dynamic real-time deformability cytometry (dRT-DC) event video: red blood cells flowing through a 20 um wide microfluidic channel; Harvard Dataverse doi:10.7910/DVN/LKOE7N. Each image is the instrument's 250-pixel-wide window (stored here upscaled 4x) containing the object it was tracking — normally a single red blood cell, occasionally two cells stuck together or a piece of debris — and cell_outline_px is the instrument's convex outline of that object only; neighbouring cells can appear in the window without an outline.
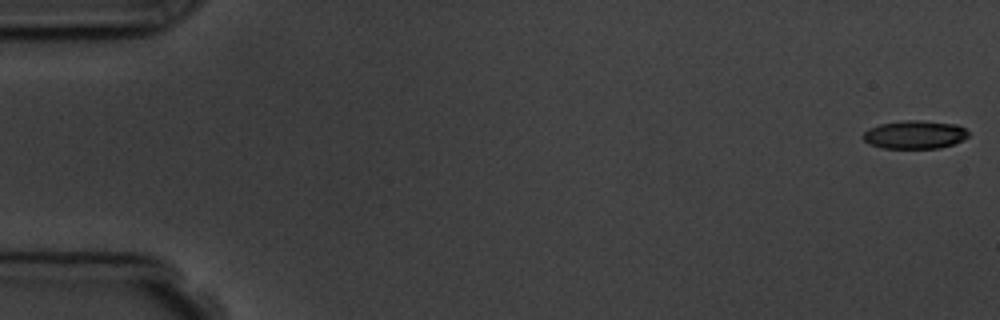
{"species": "common noctule bat (a hibernating species)", "species_latin": "Nyctalus noctula", "temperature_condition": "room temperature", "stored_images_in_passage": 6, "camera_frame_rate_fps": 3000, "um_per_image_px": 0.085, "animal": {"sex": "male", "body_mass_g": 19.5, "forearm_length_mm": 54.6}, "frame": {"image": 1, "passage_image": 1, "time_ms": 0.0, "image_size_px": [1000, 320], "cell_outline_px": [[968, 136], [952, 144], [940, 148], [880, 148], [868, 144], [860, 136], [868, 128], [880, 124], [904, 120], [920, 120], [956, 124], [964, 128], [968, 132]], "centroid_in_image_um": [77.69, 11.44], "position_along_channel_um": 7.3, "area_um2": 17.4}}
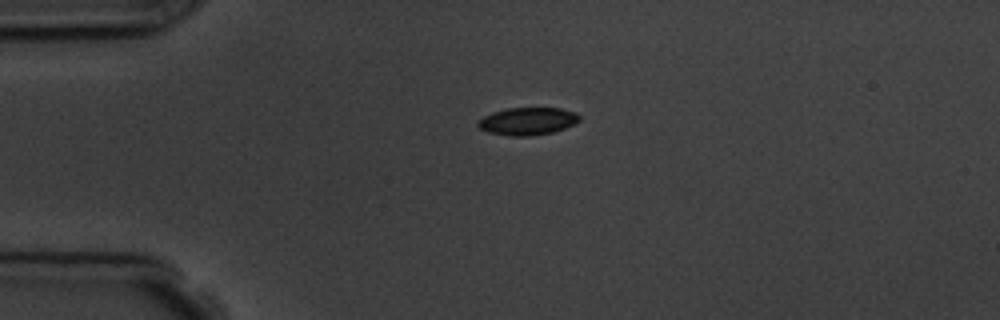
{"frame": {"image": 2, "passage_image": 6, "time_ms": 6.667, "image_size_px": [1000, 320], "cell_outline_px": [[580, 120], [564, 128], [552, 132], [528, 136], [508, 136], [488, 132], [480, 128], [476, 124], [476, 120], [492, 112], [508, 108], [560, 108], [576, 112], [580, 116]], "centroid_in_image_um": [44.81, 10.3], "position_along_channel_um": 40.2, "area_um2": 16.3}}